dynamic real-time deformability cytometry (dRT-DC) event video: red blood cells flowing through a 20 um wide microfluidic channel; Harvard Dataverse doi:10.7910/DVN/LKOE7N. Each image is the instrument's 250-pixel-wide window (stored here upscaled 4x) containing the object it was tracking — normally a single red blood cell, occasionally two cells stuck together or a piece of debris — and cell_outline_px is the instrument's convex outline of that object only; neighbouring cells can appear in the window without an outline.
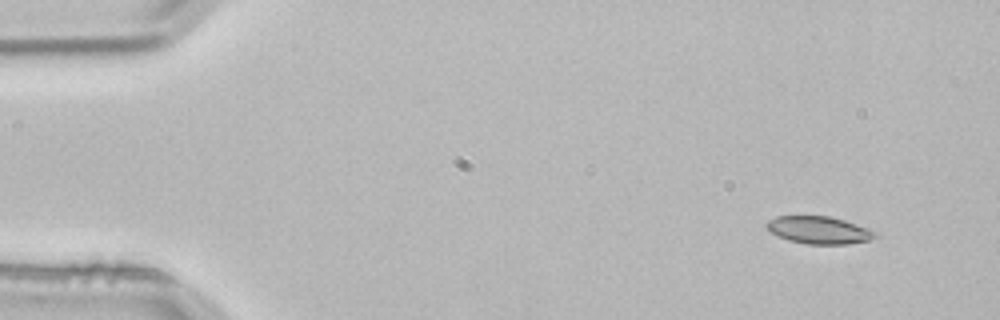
{"species": "common noctule bat (a hibernating species)", "species_latin": "Nyctalus noctula", "temperature_condition": "room temperature", "stored_images_in_passage": 3, "camera_frame_rate_fps": 3000, "um_per_image_px": 0.085, "animal": {"sex": "male", "body_mass_g": 21.5, "forearm_length_mm": 52.0}, "frame": {"image": 1, "passage_image": 1, "time_ms": 0.0, "image_size_px": [1000, 320], "cell_outline_px": [[880, 236], [868, 240], [848, 244], [808, 244], [788, 240], [776, 236], [764, 228], [764, 224], [768, 220], [776, 216], [828, 216], [844, 220], [880, 232]], "centroid_in_image_um": [69.6, 19.56], "position_along_channel_um": 15.4, "area_um2": 17.69}}
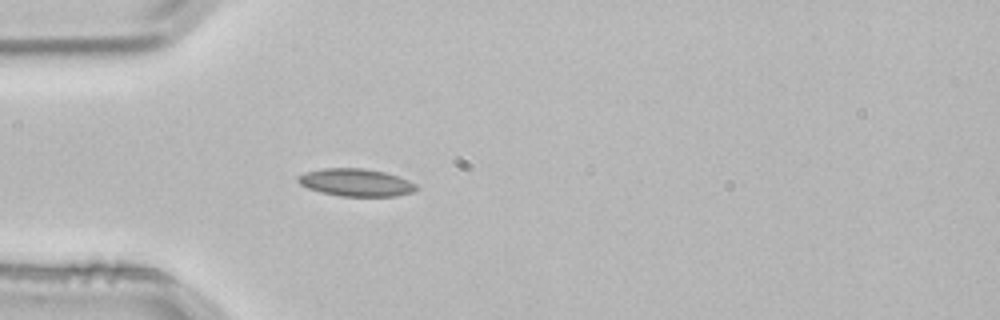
{"frame": {"image": 2, "passage_image": 3, "time_ms": 0.667, "image_size_px": [1000, 320], "cell_outline_px": [[420, 188], [412, 192], [396, 196], [340, 196], [320, 192], [308, 188], [300, 184], [296, 180], [296, 176], [304, 172], [324, 168], [364, 168], [384, 172], [408, 180], [416, 184]], "centroid_in_image_um": [30.23, 15.51], "position_along_channel_um": 54.8, "area_um2": 19.07}}